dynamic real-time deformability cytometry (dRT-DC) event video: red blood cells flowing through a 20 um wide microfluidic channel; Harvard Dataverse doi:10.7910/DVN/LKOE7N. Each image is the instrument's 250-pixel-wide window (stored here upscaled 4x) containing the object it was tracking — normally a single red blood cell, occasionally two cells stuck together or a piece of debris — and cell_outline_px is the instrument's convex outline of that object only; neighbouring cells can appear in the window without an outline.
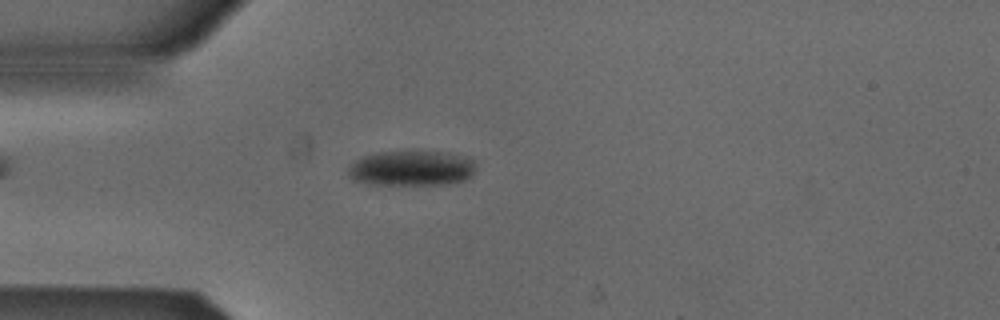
{"species": "Egyptian fruit bat (a non-hibernating species)", "species_latin": "Rousettus aegyptiacus", "temperature_condition": "cold", "stored_images_in_passage": 39, "camera_frame_rate_fps": 3000, "um_per_image_px": 0.085, "animal": {"sex": "male"}, "frame": {"image": 1, "passage_image": 1, "time_ms": 0.0, "image_size_px": [1000, 320], "cell_outline_px": [[476, 168], [472, 176], [464, 180], [448, 184], [368, 184], [352, 180], [348, 176], [348, 164], [352, 160], [376, 152], [416, 148], [448, 152], [472, 156], [476, 160]], "centroid_in_image_um": [35.01, 14.23], "position_along_channel_um": 50.0, "area_um2": 27.8}}
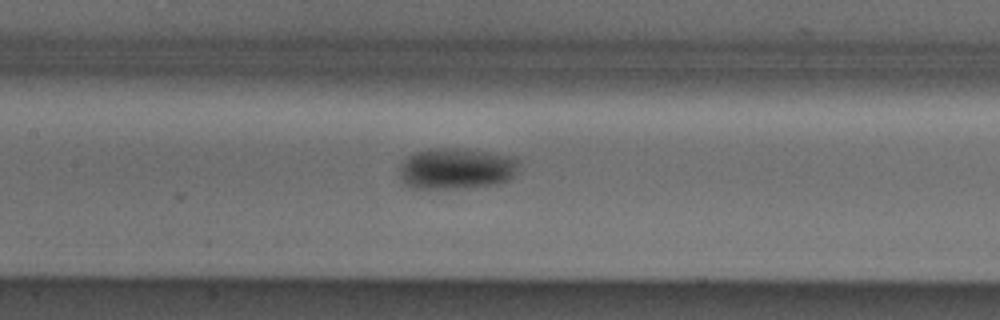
{"frame": {"image": 2, "passage_image": 11, "time_ms": 3.333, "image_size_px": [1000, 320], "cell_outline_px": [[520, 164], [512, 176], [508, 180], [496, 184], [468, 188], [412, 188], [404, 184], [400, 176], [400, 164], [408, 156], [416, 152], [432, 148], [456, 148], [492, 152], [516, 156]], "centroid_in_image_um": [38.81, 14.32], "position_along_channel_um": 168.6, "area_um2": 28.9}}
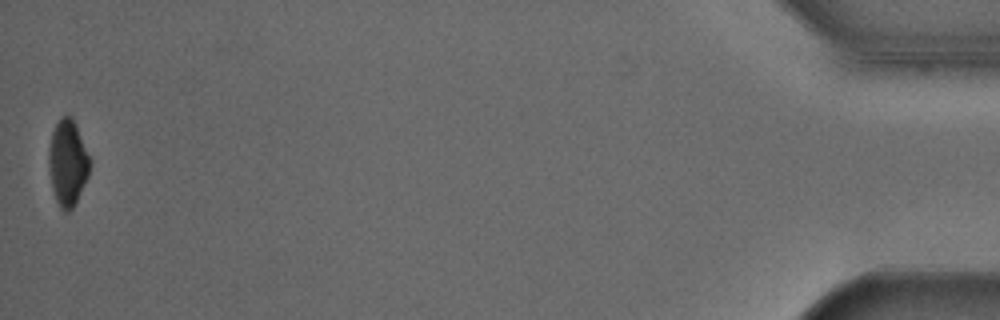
{"frame": {"image": 3, "passage_image": 39, "time_ms": 12.667, "image_size_px": [1000, 320], "cell_outline_px": [[92, 164], [88, 176], [72, 208], [68, 212], [64, 212], [60, 208], [56, 200], [52, 188], [48, 164], [48, 152], [52, 132], [60, 116], [72, 116], [92, 160]], "centroid_in_image_um": [5.76, 13.82], "position_along_channel_um": 429.4, "area_um2": 20.69}, "authors_computed_cell_mechanics": {"area_um2": 26.3568, "velocity_mm_per_s": 3.8732, "shape_relaxation_time_tau1_ms": 5.6729, "shape_relaxation_time_tau2_ms": null, "deformation_change_tau1": 0.0984, "deformation_change_tau2": null}}